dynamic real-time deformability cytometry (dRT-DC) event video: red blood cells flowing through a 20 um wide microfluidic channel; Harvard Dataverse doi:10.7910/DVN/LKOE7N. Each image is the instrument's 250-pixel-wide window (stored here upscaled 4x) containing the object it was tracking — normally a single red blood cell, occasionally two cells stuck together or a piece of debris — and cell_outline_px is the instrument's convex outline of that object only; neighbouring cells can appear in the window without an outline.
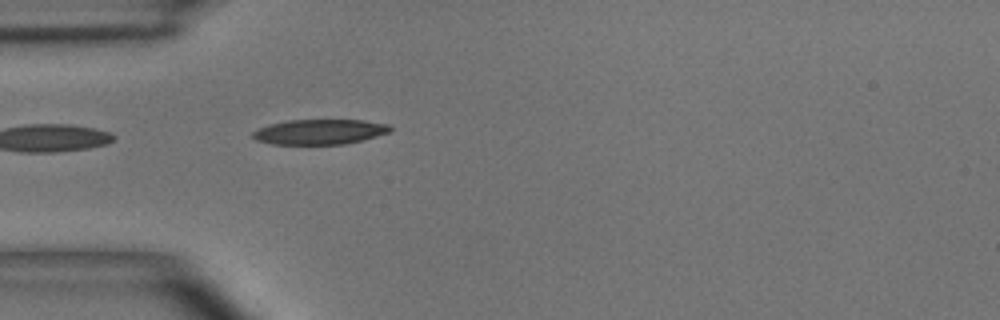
{"species": "common noctule bat (a hibernating species)", "species_latin": "Nyctalus noctula", "temperature_condition": "room temperature", "stored_images_in_passage": 2, "camera_frame_rate_fps": 3000, "um_per_image_px": 0.085, "animal": {"sex": "male", "body_mass_g": 15.6}, "frame": {"image": 1, "passage_image": 2, "time_ms": 1.333, "image_size_px": [1000, 320], "cell_outline_px": [[392, 132], [364, 140], [344, 144], [272, 144], [256, 140], [252, 136], [252, 132], [268, 124], [288, 120], [364, 120], [388, 124], [392, 128]], "centroid_in_image_um": [27.21, 11.2], "position_along_channel_um": 57.8, "area_um2": 20.23}}